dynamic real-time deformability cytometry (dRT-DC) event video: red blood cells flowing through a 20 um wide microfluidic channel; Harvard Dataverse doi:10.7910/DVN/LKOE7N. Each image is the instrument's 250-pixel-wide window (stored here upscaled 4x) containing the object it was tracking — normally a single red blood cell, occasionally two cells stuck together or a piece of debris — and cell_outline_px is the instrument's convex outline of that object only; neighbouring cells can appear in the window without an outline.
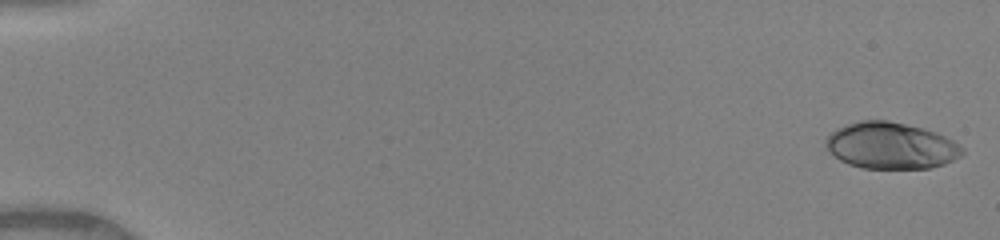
{"species": "human", "species_latin": "Homo sapiens", "temperature_condition": "warm", "stored_images_in_passage": 23, "camera_frame_rate_fps": 3000, "um_per_image_px": 0.085, "donor": {"sex": "female"}, "frame": {"image": 1, "passage_image": 1, "time_ms": 0.0, "image_size_px": [1000, 240], "cell_outline_px": [[964, 152], [960, 156], [944, 164], [928, 168], [864, 168], [848, 164], [840, 160], [824, 144], [824, 140], [836, 128], [860, 120], [888, 120], [924, 128], [936, 132], [952, 140], [964, 148]], "centroid_in_image_um": [75.73, 12.37], "position_along_channel_um": 9.3, "area_um2": 36.82}}
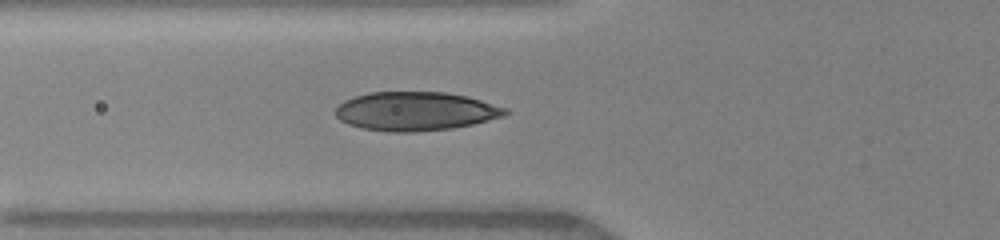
{"frame": {"image": 2, "passage_image": 17, "time_ms": 5.333, "image_size_px": [1000, 240], "cell_outline_px": [[512, 112], [504, 116], [472, 124], [452, 128], [416, 132], [388, 132], [360, 128], [348, 124], [340, 120], [336, 116], [336, 108], [344, 100], [368, 92], [444, 92], [468, 96], [508, 108]], "centroid_in_image_um": [35.34, 9.46], "position_along_channel_um": 90.5, "area_um2": 38.61}}
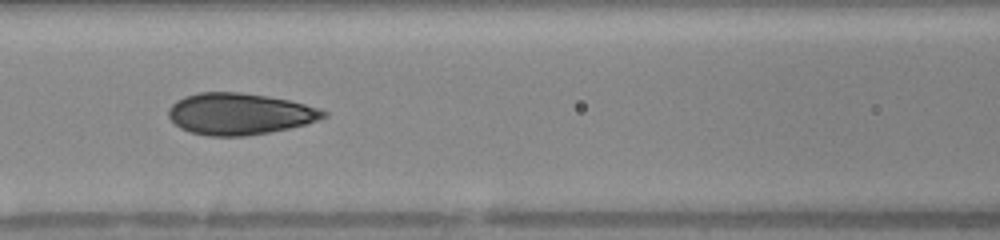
{"frame": {"image": 3, "passage_image": 21, "time_ms": 6.667, "image_size_px": [1000, 240], "cell_outline_px": [[328, 116], [304, 124], [288, 128], [268, 132], [244, 136], [208, 136], [192, 132], [180, 128], [168, 116], [168, 108], [176, 100], [184, 96], [200, 92], [240, 92], [268, 96], [288, 100], [320, 108], [328, 112]], "centroid_in_image_um": [20.34, 9.67], "position_along_channel_um": 146.3, "area_um2": 37.4}}